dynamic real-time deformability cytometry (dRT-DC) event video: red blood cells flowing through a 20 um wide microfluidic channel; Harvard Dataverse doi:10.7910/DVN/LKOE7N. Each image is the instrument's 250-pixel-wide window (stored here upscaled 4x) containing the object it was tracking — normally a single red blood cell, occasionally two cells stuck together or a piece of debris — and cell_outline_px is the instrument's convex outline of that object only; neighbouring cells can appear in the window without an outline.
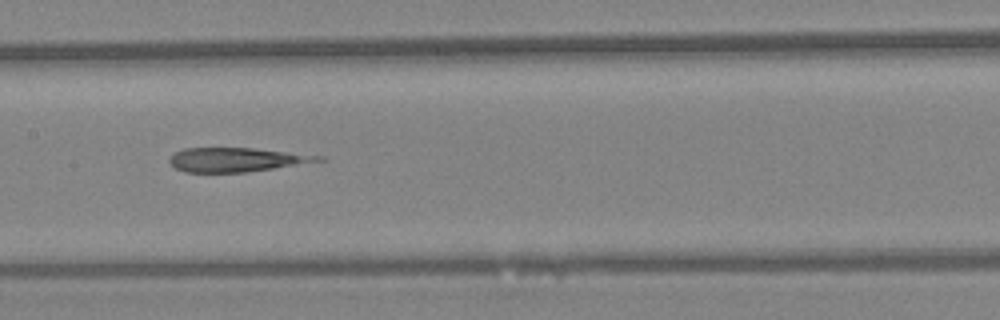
{"species": "Egyptian fruit bat (a non-hibernating species)", "species_latin": "Rousettus aegyptiacus", "temperature_condition": "warm", "stored_images_in_passage": 6, "camera_frame_rate_fps": 3000, "um_per_image_px": 0.085, "animal": {"sex": "female"}, "frame": {"image": 1, "passage_image": 6, "time_ms": 1.667, "image_size_px": [1000, 320], "cell_outline_px": [[328, 160], [244, 172], [184, 172], [176, 168], [168, 160], [176, 152], [184, 148], [252, 148], [324, 156]], "centroid_in_image_um": [20.12, 13.57], "position_along_channel_um": 187.3, "area_um2": 20.58}}